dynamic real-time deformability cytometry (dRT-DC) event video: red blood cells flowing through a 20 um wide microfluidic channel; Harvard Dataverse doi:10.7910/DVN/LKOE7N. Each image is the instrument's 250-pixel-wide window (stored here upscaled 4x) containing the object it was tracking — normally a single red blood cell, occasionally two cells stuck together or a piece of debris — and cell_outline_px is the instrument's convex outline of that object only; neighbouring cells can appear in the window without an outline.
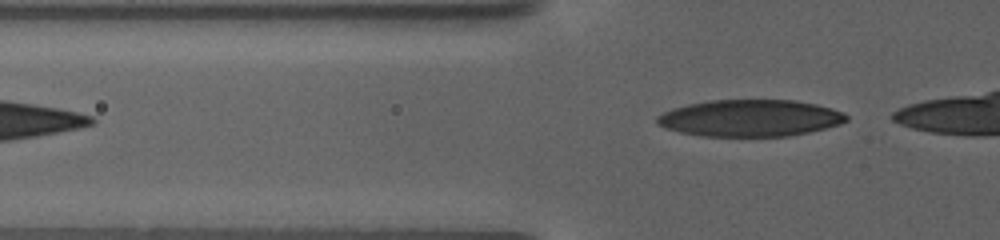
{"species": "human", "species_latin": "Homo sapiens", "temperature_condition": "warm", "stored_images_in_passage": 5, "segment_of_instrument_passage": [2, 2], "camera_frame_rate_fps": 3000, "um_per_image_px": 0.085, "donor": {"sex": "female"}, "frame": {"image": 1, "passage_image": 5, "time_ms": 4.333, "image_size_px": [1000, 240], "cell_outline_px": [[848, 120], [840, 124], [808, 132], [788, 136], [704, 136], [680, 132], [664, 128], [656, 124], [656, 116], [664, 112], [688, 104], [712, 100], [796, 100], [816, 104], [832, 108], [844, 112], [848, 116]], "centroid_in_image_um": [63.77, 10.03], "position_along_channel_um": 62.0, "area_um2": 40.58}}